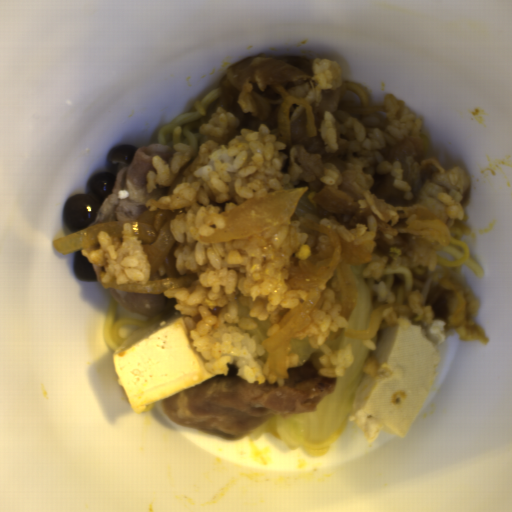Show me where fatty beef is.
<instances>
[{
  "label": "fatty beef",
  "mask_w": 512,
  "mask_h": 512,
  "mask_svg": "<svg viewBox=\"0 0 512 512\" xmlns=\"http://www.w3.org/2000/svg\"><path fill=\"white\" fill-rule=\"evenodd\" d=\"M311 59L290 53L251 55L229 66L220 85L221 108L239 119L240 128L256 131L268 127L277 142L285 144L278 128V114L288 95L303 97L314 110L316 134L306 135L307 113L293 104L289 124L291 147L281 152L283 168L293 188H307L296 204L290 221L298 222L308 240L293 256V268L316 254L331 253L326 233L308 229L306 223L332 219L355 230L357 224L376 219L374 255L387 256L381 276L396 297L395 303L408 307L411 315L382 314L379 327L387 329L408 317L426 330L434 343L442 345L446 328L453 327L463 340L488 343L485 330L474 324L479 300L455 276L437 270L440 244L432 237L409 229L411 221H442L449 229L453 220L464 218L462 201L469 179L464 168L445 169L427 153L422 136H410L379 150L386 161H397L411 198L395 187L393 175L379 172L377 159L353 148L341 138L335 151L324 148L320 135L322 116L329 113L338 121L359 119L364 126L382 128L385 121L376 114H362L346 98L344 88L320 90L316 101Z\"/></svg>",
  "instance_id": "obj_1"
},
{
  "label": "fatty beef",
  "mask_w": 512,
  "mask_h": 512,
  "mask_svg": "<svg viewBox=\"0 0 512 512\" xmlns=\"http://www.w3.org/2000/svg\"><path fill=\"white\" fill-rule=\"evenodd\" d=\"M323 365L312 354L303 365L287 369L283 383L222 375L163 399L162 411L174 425L237 441L272 415L314 411L336 385L335 378L320 372Z\"/></svg>",
  "instance_id": "obj_2"
},
{
  "label": "fatty beef",
  "mask_w": 512,
  "mask_h": 512,
  "mask_svg": "<svg viewBox=\"0 0 512 512\" xmlns=\"http://www.w3.org/2000/svg\"><path fill=\"white\" fill-rule=\"evenodd\" d=\"M154 157L170 163L174 148L168 144L141 146L130 164L118 173L109 196L102 203L91 227L109 221H127L148 213V203L161 197L163 190L149 191L148 170H153ZM90 227V228H91Z\"/></svg>",
  "instance_id": "obj_3"
},
{
  "label": "fatty beef",
  "mask_w": 512,
  "mask_h": 512,
  "mask_svg": "<svg viewBox=\"0 0 512 512\" xmlns=\"http://www.w3.org/2000/svg\"><path fill=\"white\" fill-rule=\"evenodd\" d=\"M124 308L156 317L166 308L169 298L162 292H128L113 289L110 292Z\"/></svg>",
  "instance_id": "obj_4"
},
{
  "label": "fatty beef",
  "mask_w": 512,
  "mask_h": 512,
  "mask_svg": "<svg viewBox=\"0 0 512 512\" xmlns=\"http://www.w3.org/2000/svg\"><path fill=\"white\" fill-rule=\"evenodd\" d=\"M340 262L342 266L369 263L371 255L363 245H354L352 241L339 239Z\"/></svg>",
  "instance_id": "obj_5"
}]
</instances>
